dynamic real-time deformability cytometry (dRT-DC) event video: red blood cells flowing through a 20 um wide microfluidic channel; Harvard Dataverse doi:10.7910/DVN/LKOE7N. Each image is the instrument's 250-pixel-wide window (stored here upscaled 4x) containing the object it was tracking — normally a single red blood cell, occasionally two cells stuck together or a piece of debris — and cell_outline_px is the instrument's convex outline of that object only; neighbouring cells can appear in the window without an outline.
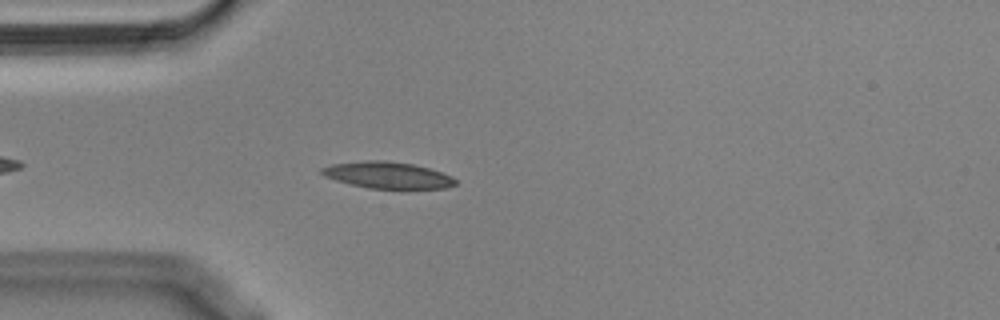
{"species": "Egyptian fruit bat (a non-hibernating species)", "species_latin": "Rousettus aegyptiacus", "temperature_condition": "cold", "stored_images_in_passage": 20, "camera_frame_rate_fps": 3000, "um_per_image_px": 0.085, "animal": {"sex": "male"}, "frame": {"image": 1, "passage_image": 1, "time_ms": 0.0, "image_size_px": [1000, 320], "cell_outline_px": [[456, 184], [444, 188], [368, 188], [336, 180], [324, 176], [320, 172], [320, 168], [332, 164], [368, 160], [384, 160], [412, 164], [428, 168], [452, 176], [456, 180]], "centroid_in_image_um": [32.92, 14.88], "position_along_channel_um": 52.1, "area_um2": 20.4}}
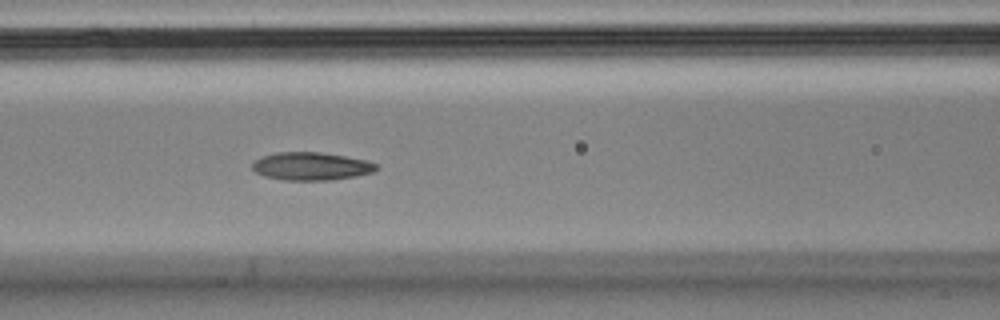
{"frame": {"image": 2, "passage_image": 9, "time_ms": 2.667, "image_size_px": [1000, 320], "cell_outline_px": [[376, 168], [372, 172], [356, 176], [332, 180], [284, 180], [264, 176], [256, 172], [252, 168], [252, 164], [256, 160], [264, 156], [276, 152], [320, 152], [344, 156], [364, 160], [376, 164]], "centroid_in_image_um": [26.42, 14.13], "position_along_channel_um": 140.2, "area_um2": 19.94}}
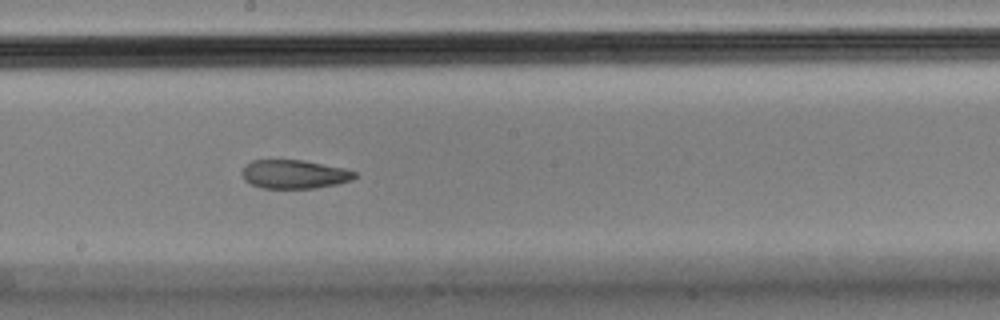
{"frame": {"image": 3, "passage_image": 16, "time_ms": 5.0, "image_size_px": [1000, 320], "cell_outline_px": [[356, 176], [352, 180], [336, 184], [316, 188], [264, 188], [252, 184], [244, 180], [240, 172], [244, 164], [252, 160], [304, 160], [344, 168], [356, 172]], "centroid_in_image_um": [24.98, 14.8], "position_along_channel_um": 223.2, "area_um2": 18.96}}